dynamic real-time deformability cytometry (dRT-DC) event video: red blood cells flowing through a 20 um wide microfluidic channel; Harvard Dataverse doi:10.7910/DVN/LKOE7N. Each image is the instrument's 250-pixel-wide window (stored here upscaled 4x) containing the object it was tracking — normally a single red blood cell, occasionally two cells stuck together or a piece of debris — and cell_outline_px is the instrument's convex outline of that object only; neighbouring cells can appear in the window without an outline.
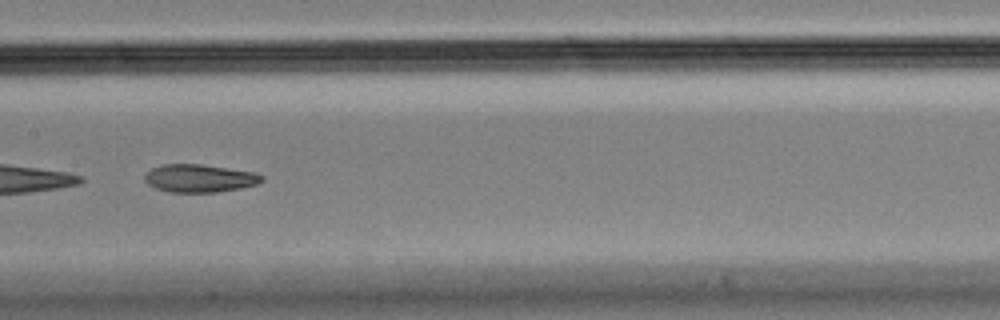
{"species": "Egyptian fruit bat (a non-hibernating species)", "species_latin": "Rousettus aegyptiacus", "temperature_condition": "cold", "stored_images_in_passage": 30, "segment_of_instrument_passage": [2, 2], "camera_frame_rate_fps": 3000, "um_per_image_px": 0.085, "animal": {"sex": "male"}, "frame": {"image": 1, "passage_image": 27, "time_ms": 8.667, "image_size_px": [1000, 320], "cell_outline_px": [[264, 180], [256, 184], [240, 188], [216, 192], [168, 192], [156, 188], [148, 184], [144, 180], [144, 176], [152, 168], [164, 164], [200, 164], [256, 172], [264, 176]], "centroid_in_image_um": [16.97, 15.15], "position_along_channel_um": 190.4, "area_um2": 19.02}}